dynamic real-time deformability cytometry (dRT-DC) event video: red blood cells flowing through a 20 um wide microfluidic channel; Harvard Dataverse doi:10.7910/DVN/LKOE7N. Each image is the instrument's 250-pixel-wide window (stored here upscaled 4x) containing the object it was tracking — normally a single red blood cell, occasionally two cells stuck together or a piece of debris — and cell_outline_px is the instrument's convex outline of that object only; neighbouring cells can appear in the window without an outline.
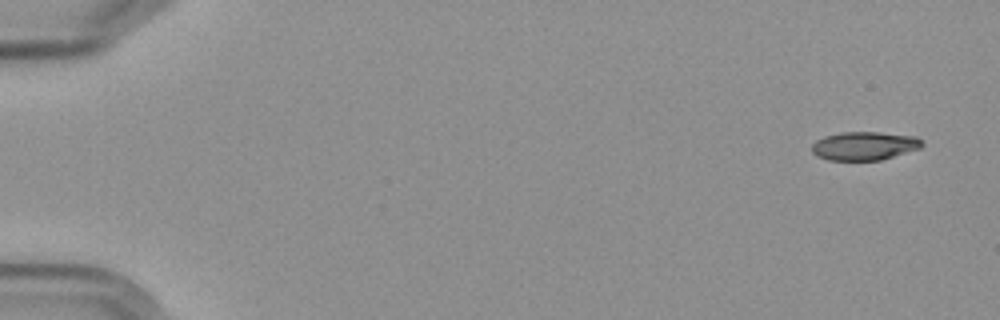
{"species": "Egyptian fruit bat (a non-hibernating species)", "species_latin": "Rousettus aegyptiacus", "temperature_condition": "cold", "stored_images_in_passage": 13, "camera_frame_rate_fps": 3000, "um_per_image_px": 0.085, "frame": {"image": 1, "passage_image": 1, "time_ms": 0.0, "image_size_px": [1000, 320], "cell_outline_px": [[924, 144], [920, 148], [880, 160], [828, 160], [816, 156], [812, 152], [812, 144], [816, 140], [824, 136], [840, 132], [880, 132], [916, 136]], "centroid_in_image_um": [73.44, 12.39], "position_along_channel_um": 11.6, "area_um2": 18.32}}
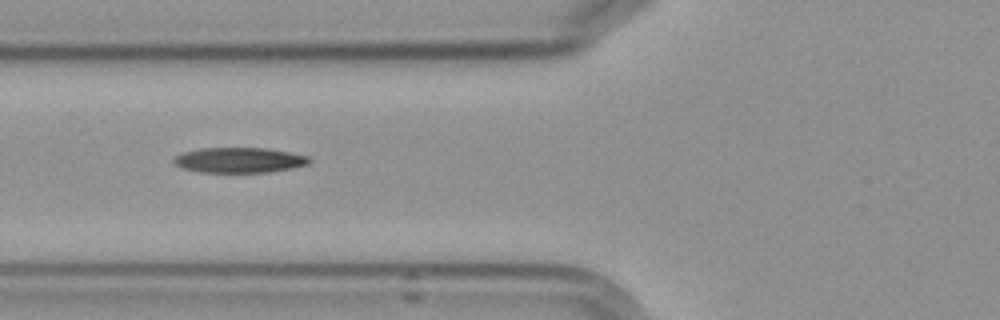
{"frame": {"image": 2, "passage_image": 6, "time_ms": 6.667, "image_size_px": [1000, 320], "cell_outline_px": [[312, 160], [308, 164], [292, 168], [268, 172], [200, 172], [184, 168], [176, 164], [172, 160], [176, 156], [184, 152], [204, 148], [268, 148], [308, 156]], "centroid_in_image_um": [20.37, 13.61], "position_along_channel_um": 105.4, "area_um2": 19.71}}
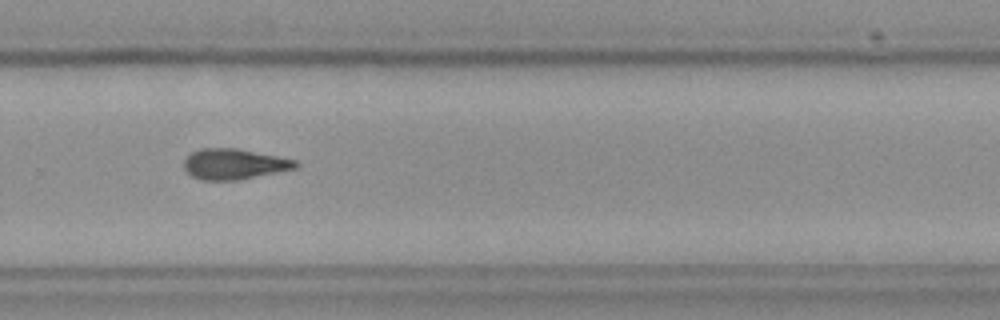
{"frame": {"image": 3, "passage_image": 11, "time_ms": 12.333, "image_size_px": [1000, 320], "cell_outline_px": [[300, 164], [296, 168], [240, 180], [200, 180], [192, 176], [184, 168], [184, 160], [192, 152], [200, 148], [236, 148], [296, 160]], "centroid_in_image_um": [19.89, 13.95], "position_along_channel_um": 309.9, "area_um2": 19.83}, "authors_computed_cell_mechanics": {"area_um2": 19.8254, "velocity_mm_per_s": 3.6061, "shape_relaxation_time_tau1_ms": 7.7825, "shape_relaxation_time_tau2_ms": null, "deformation_change_tau1": 0.1928, "deformation_change_tau2": null}}